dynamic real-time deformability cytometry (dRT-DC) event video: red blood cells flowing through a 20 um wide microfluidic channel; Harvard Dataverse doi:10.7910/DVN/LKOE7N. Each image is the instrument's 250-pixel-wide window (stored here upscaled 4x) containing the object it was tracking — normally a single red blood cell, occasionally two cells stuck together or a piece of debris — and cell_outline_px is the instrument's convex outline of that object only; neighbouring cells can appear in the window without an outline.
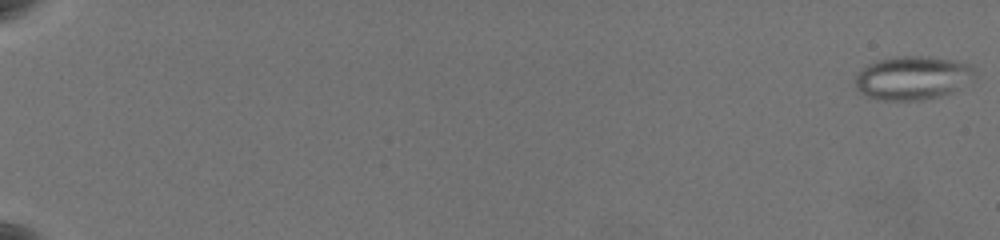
{"species": "common noctule bat (a hibernating species)", "species_latin": "Nyctalus noctula", "temperature_condition": "warm", "stored_images_in_passage": 63, "camera_frame_rate_fps": 3000, "um_per_image_px": 0.085, "animal": {"sex": "female", "body_mass_g": 19.5, "forearm_length_mm": 54.1}, "frame": {"image": 1, "passage_image": 1, "time_ms": 0.0, "image_size_px": [1000, 240], "cell_outline_px": [[976, 72], [972, 76], [956, 88], [948, 92], [936, 96], [920, 100], [876, 100], [860, 92], [856, 88], [856, 76], [868, 64], [876, 60], [896, 56], [928, 56], [956, 60], [972, 64]], "centroid_in_image_um": [77.52, 6.59], "position_along_channel_um": 7.5, "area_um2": 29.94}}
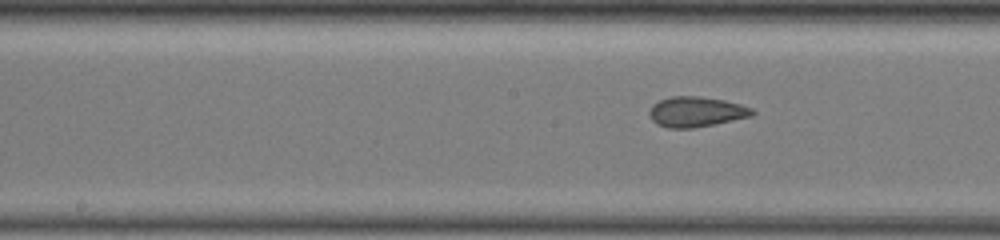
{"frame": {"image": 2, "passage_image": 36, "time_ms": 11.667, "image_size_px": [1000, 240], "cell_outline_px": [[756, 112], [752, 116], [692, 128], [668, 128], [656, 124], [652, 120], [648, 112], [652, 104], [660, 100], [672, 96], [700, 96], [724, 100], [740, 104], [752, 108]], "centroid_in_image_um": [59.15, 9.49], "position_along_channel_um": 189.0, "area_um2": 18.09}}
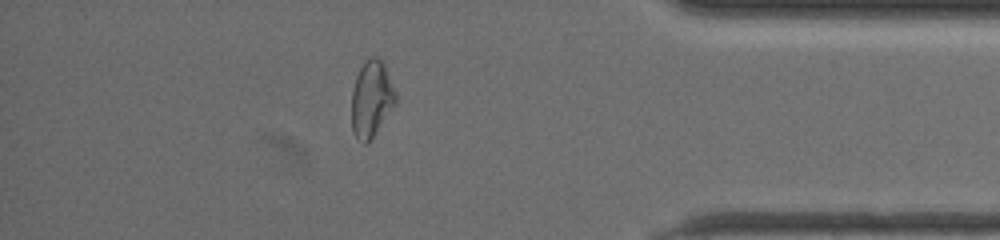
{"frame": {"image": 3, "passage_image": 56, "time_ms": 18.333, "image_size_px": [1000, 240], "cell_outline_px": [[396, 104], [372, 136], [364, 144], [356, 136], [352, 128], [352, 88], [356, 76], [364, 60], [368, 56], [376, 56], [384, 64], [396, 92]], "centroid_in_image_um": [31.57, 8.34], "position_along_channel_um": 403.6, "area_um2": 19.36}, "authors_computed_cell_mechanics": {"area_um2": 20.9814, "velocity_mm_per_s": 3.5744, "shape_relaxation_time_tau1_ms": null, "shape_relaxation_time_tau2_ms": 1.39, "deformation_change_tau1": null, "deformation_change_tau2": 0.0591}}